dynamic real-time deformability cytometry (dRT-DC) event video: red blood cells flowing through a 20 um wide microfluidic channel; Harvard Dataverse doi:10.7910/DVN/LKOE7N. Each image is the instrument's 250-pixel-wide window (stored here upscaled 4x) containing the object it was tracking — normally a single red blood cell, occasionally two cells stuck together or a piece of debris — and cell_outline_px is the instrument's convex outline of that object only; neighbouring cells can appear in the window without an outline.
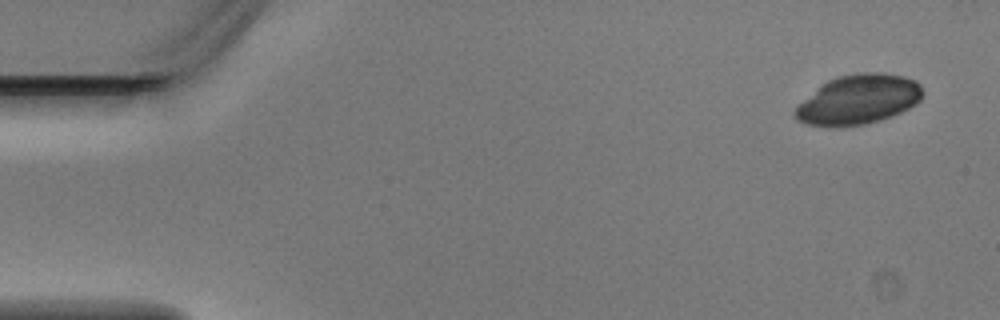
{"species": "Egyptian fruit bat (a non-hibernating species)", "species_latin": "Rousettus aegyptiacus", "temperature_condition": "warm", "stored_images_in_passage": 4, "camera_frame_rate_fps": 3000, "um_per_image_px": 0.085, "animal": {"sex": "male"}, "frame": {"image": 1, "passage_image": 1, "time_ms": 0.0, "image_size_px": [1000, 320], "cell_outline_px": [[924, 96], [916, 104], [900, 112], [864, 124], [808, 124], [796, 120], [792, 116], [792, 112], [816, 88], [828, 80], [840, 76], [860, 72], [884, 72], [904, 76], [916, 80], [920, 84], [924, 92]], "centroid_in_image_um": [73.01, 8.41], "position_along_channel_um": 12.0, "area_um2": 36.18}}